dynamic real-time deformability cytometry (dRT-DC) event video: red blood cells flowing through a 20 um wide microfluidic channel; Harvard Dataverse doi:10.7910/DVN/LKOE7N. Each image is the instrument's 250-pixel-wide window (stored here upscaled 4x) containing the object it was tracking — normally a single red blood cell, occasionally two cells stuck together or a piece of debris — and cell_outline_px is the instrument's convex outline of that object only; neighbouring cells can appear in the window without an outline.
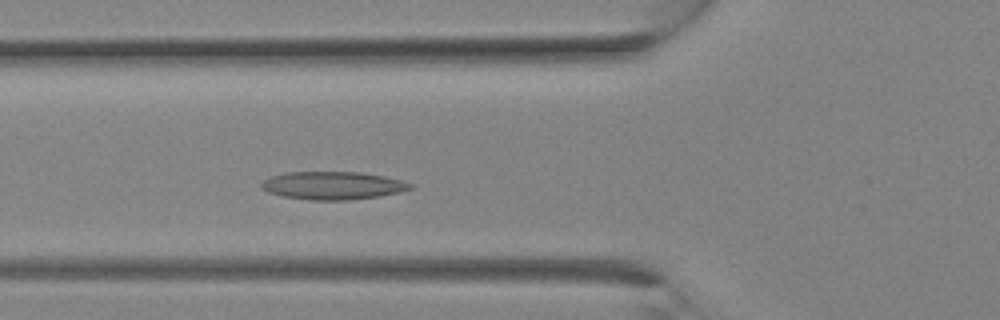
{"species": "Egyptian fruit bat (a non-hibernating species)", "species_latin": "Rousettus aegyptiacus", "temperature_condition": "room temperature", "stored_images_in_passage": 6, "camera_frame_rate_fps": 3000, "um_per_image_px": 0.085, "animal": {"sex": "female"}, "frame": {"image": 1, "passage_image": 6, "time_ms": 1.667, "image_size_px": [1000, 320], "cell_outline_px": [[416, 184], [412, 188], [400, 192], [380, 196], [348, 200], [312, 200], [284, 196], [268, 192], [260, 188], [260, 184], [264, 180], [272, 176], [284, 172], [360, 172], [384, 176]], "centroid_in_image_um": [28.3, 15.76], "position_along_channel_um": 97.5, "area_um2": 24.28}}